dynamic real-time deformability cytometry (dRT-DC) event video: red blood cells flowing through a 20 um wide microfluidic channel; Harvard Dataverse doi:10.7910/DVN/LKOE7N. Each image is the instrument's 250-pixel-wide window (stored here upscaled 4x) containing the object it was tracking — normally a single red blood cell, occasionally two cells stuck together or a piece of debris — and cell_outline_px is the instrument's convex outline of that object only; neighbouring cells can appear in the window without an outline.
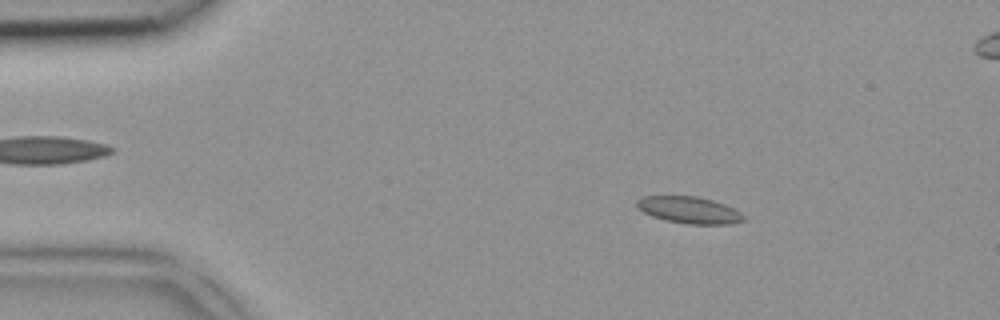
{"species": "common noctule bat (a hibernating species)", "species_latin": "Nyctalus noctula", "temperature_condition": "room temperature", "stored_images_in_passage": 3, "camera_frame_rate_fps": 3000, "um_per_image_px": 0.085, "animal": {"sex": "female", "body_mass_g": 18.4}, "frame": {"image": 1, "passage_image": 1, "time_ms": 0.0, "image_size_px": [1000, 320], "cell_outline_px": [[744, 220], [732, 224], [688, 224], [664, 220], [652, 216], [636, 208], [636, 200], [644, 196], [696, 196], [712, 200], [724, 204], [740, 212], [744, 216]], "centroid_in_image_um": [58.55, 17.85], "position_along_channel_um": 26.5, "area_um2": 16.65}}
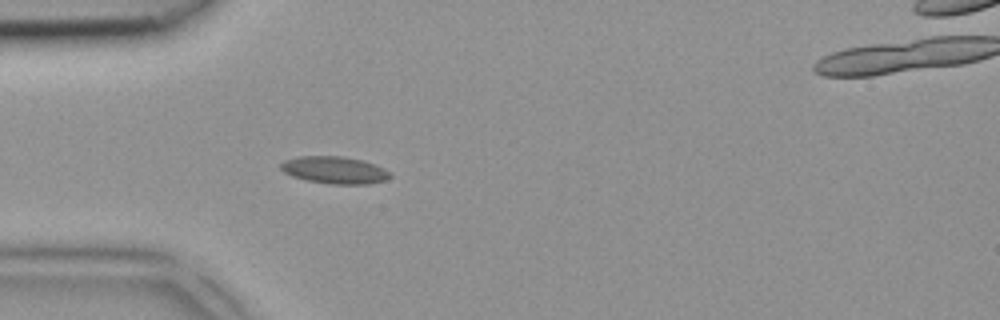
{"frame": {"image": 2, "passage_image": 3, "time_ms": 0.667, "image_size_px": [1000, 320], "cell_outline_px": [[392, 176], [384, 180], [368, 184], [332, 184], [308, 180], [292, 176], [284, 172], [280, 168], [280, 164], [284, 160], [300, 156], [344, 156], [376, 164], [392, 172]], "centroid_in_image_um": [28.46, 14.45], "position_along_channel_um": 56.5, "area_um2": 17.34}}